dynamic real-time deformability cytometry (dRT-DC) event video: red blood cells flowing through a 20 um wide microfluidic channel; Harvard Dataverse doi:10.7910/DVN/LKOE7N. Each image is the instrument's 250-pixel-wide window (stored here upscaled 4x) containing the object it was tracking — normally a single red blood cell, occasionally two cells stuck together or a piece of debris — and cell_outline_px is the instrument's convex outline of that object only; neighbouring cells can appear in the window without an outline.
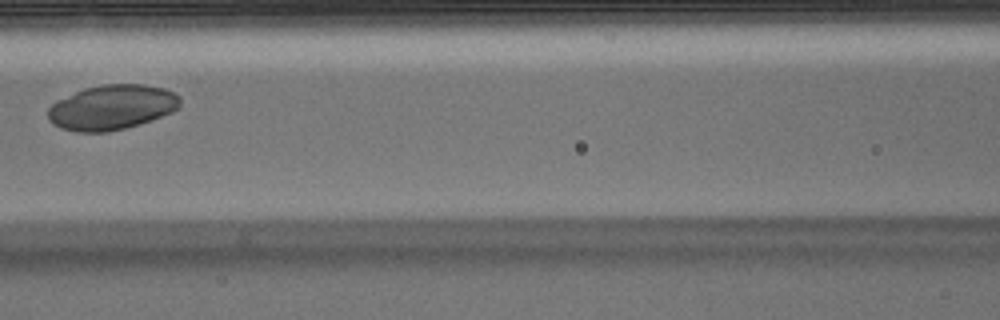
{"species": "Egyptian fruit bat (a non-hibernating species)", "species_latin": "Rousettus aegyptiacus", "temperature_condition": "warm", "stored_images_in_passage": 5, "camera_frame_rate_fps": 3000, "um_per_image_px": 0.085, "animal": {"sex": "male"}, "frame": {"image": 1, "passage_image": 4, "time_ms": 1.0, "image_size_px": [1000, 320], "cell_outline_px": [[180, 108], [172, 112], [152, 120], [140, 124], [108, 132], [76, 132], [60, 128], [52, 124], [48, 120], [48, 108], [56, 100], [84, 88], [100, 84], [144, 84], [164, 88], [180, 96]], "centroid_in_image_um": [9.5, 9.12], "position_along_channel_um": 157.1, "area_um2": 34.91}}
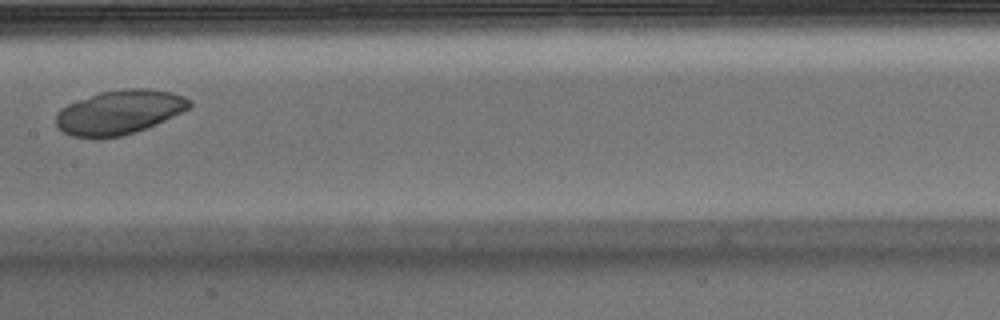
{"frame": {"image": 2, "passage_image": 5, "time_ms": 1.333, "image_size_px": [1000, 320], "cell_outline_px": [[192, 104], [188, 108], [156, 124], [120, 136], [96, 140], [72, 136], [64, 132], [56, 124], [56, 112], [60, 108], [68, 104], [100, 92], [124, 88], [152, 88], [172, 92], [184, 96], [192, 100]], "centroid_in_image_um": [10.12, 9.54], "position_along_channel_um": 197.3, "area_um2": 34.51}}